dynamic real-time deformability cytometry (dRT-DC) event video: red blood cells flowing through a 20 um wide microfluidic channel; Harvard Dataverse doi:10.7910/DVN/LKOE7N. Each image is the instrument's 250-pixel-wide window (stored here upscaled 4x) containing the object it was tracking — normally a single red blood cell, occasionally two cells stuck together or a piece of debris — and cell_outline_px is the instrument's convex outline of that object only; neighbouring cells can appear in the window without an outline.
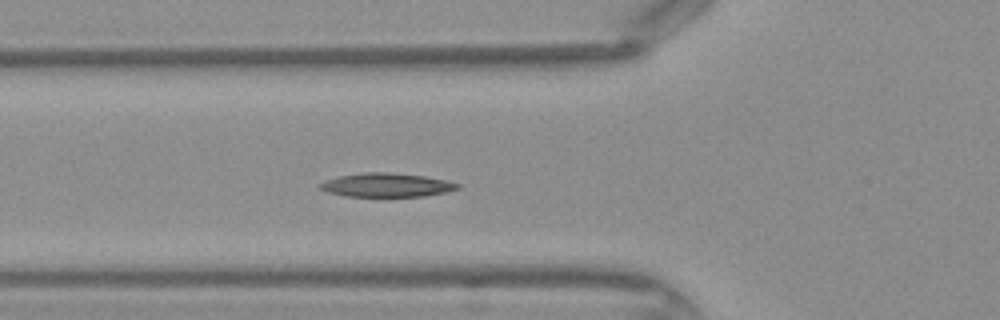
{"species": "Egyptian fruit bat (a non-hibernating species)", "species_latin": "Rousettus aegyptiacus", "temperature_condition": "warm", "stored_images_in_passage": 30, "camera_frame_rate_fps": 3000, "um_per_image_px": 0.085, "frame": {"image": 1, "passage_image": 2, "time_ms": 0.333, "image_size_px": [1000, 320], "cell_outline_px": [[460, 188], [444, 192], [424, 196], [344, 196], [328, 192], [316, 188], [320, 184], [328, 180], [340, 176], [364, 172], [388, 172], [424, 176], [444, 180], [460, 184]], "centroid_in_image_um": [32.84, 15.73], "position_along_channel_um": 93.0, "area_um2": 18.84}}
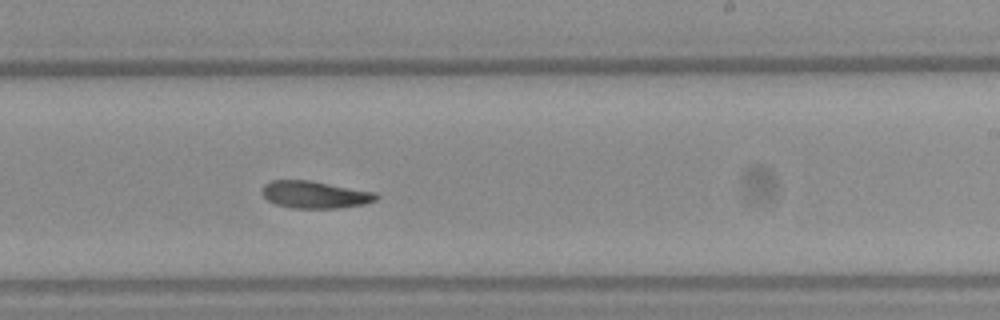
{"frame": {"image": 2, "passage_image": 13, "time_ms": 4.0, "image_size_px": [1000, 320], "cell_outline_px": [[380, 196], [376, 200], [364, 204], [336, 208], [292, 208], [276, 204], [268, 200], [264, 196], [264, 184], [272, 180], [308, 180], [376, 192]], "centroid_in_image_um": [26.8, 16.54], "position_along_channel_um": 262.2, "area_um2": 17.92}}
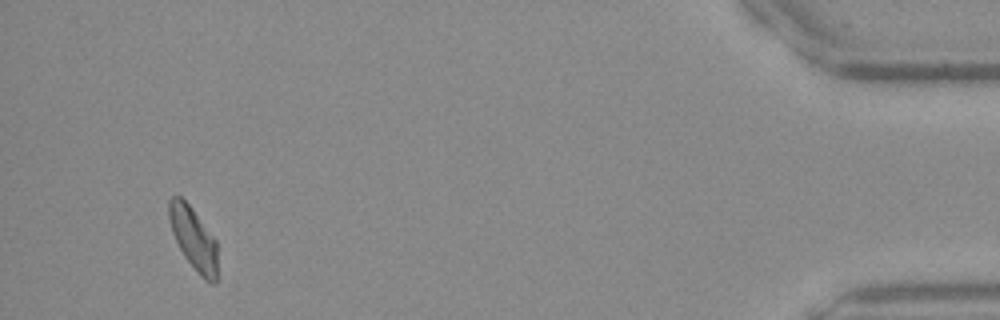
{"frame": {"image": 3, "passage_image": 28, "time_ms": 9.0, "image_size_px": [1000, 320], "cell_outline_px": [[216, 284], [212, 284], [204, 280], [200, 276], [184, 256], [172, 232], [168, 216], [168, 200], [172, 196], [180, 196], [192, 208], [216, 240]], "centroid_in_image_um": [16.43, 20.27], "position_along_channel_um": 418.8, "area_um2": 17.51}}